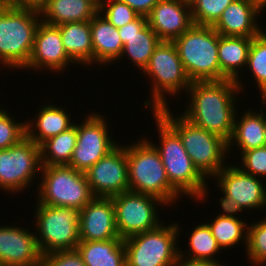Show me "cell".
<instances>
[{
    "mask_svg": "<svg viewBox=\"0 0 266 266\" xmlns=\"http://www.w3.org/2000/svg\"><path fill=\"white\" fill-rule=\"evenodd\" d=\"M187 92L190 101L182 115L228 143L233 134L234 119L238 111L235 99L240 95V89L237 83L231 79L193 81Z\"/></svg>",
    "mask_w": 266,
    "mask_h": 266,
    "instance_id": "obj_1",
    "label": "cell"
},
{
    "mask_svg": "<svg viewBox=\"0 0 266 266\" xmlns=\"http://www.w3.org/2000/svg\"><path fill=\"white\" fill-rule=\"evenodd\" d=\"M156 127L158 129L159 143L146 139L156 148L161 157L170 184L187 198L198 202L209 197L207 180L194 166L186 152L179 135L156 113ZM154 143V144H153ZM207 193V194H206Z\"/></svg>",
    "mask_w": 266,
    "mask_h": 266,
    "instance_id": "obj_2",
    "label": "cell"
},
{
    "mask_svg": "<svg viewBox=\"0 0 266 266\" xmlns=\"http://www.w3.org/2000/svg\"><path fill=\"white\" fill-rule=\"evenodd\" d=\"M155 112L179 135L194 166L206 179L213 178L227 165L228 143L224 139L193 124L182 114L173 116L169 107Z\"/></svg>",
    "mask_w": 266,
    "mask_h": 266,
    "instance_id": "obj_3",
    "label": "cell"
},
{
    "mask_svg": "<svg viewBox=\"0 0 266 266\" xmlns=\"http://www.w3.org/2000/svg\"><path fill=\"white\" fill-rule=\"evenodd\" d=\"M126 153L129 191L155 196L168 206L180 200L182 195L170 184L159 152L146 138L126 145Z\"/></svg>",
    "mask_w": 266,
    "mask_h": 266,
    "instance_id": "obj_4",
    "label": "cell"
},
{
    "mask_svg": "<svg viewBox=\"0 0 266 266\" xmlns=\"http://www.w3.org/2000/svg\"><path fill=\"white\" fill-rule=\"evenodd\" d=\"M41 14L34 7H0V64L23 69L30 59Z\"/></svg>",
    "mask_w": 266,
    "mask_h": 266,
    "instance_id": "obj_5",
    "label": "cell"
},
{
    "mask_svg": "<svg viewBox=\"0 0 266 266\" xmlns=\"http://www.w3.org/2000/svg\"><path fill=\"white\" fill-rule=\"evenodd\" d=\"M172 42L191 82L221 81L218 62L219 33L213 26L193 24Z\"/></svg>",
    "mask_w": 266,
    "mask_h": 266,
    "instance_id": "obj_6",
    "label": "cell"
},
{
    "mask_svg": "<svg viewBox=\"0 0 266 266\" xmlns=\"http://www.w3.org/2000/svg\"><path fill=\"white\" fill-rule=\"evenodd\" d=\"M143 73L152 81L149 91L152 97L143 103L146 108L152 107V112L168 107L167 95L178 96L181 90L186 93L191 84L172 41L158 44Z\"/></svg>",
    "mask_w": 266,
    "mask_h": 266,
    "instance_id": "obj_7",
    "label": "cell"
},
{
    "mask_svg": "<svg viewBox=\"0 0 266 266\" xmlns=\"http://www.w3.org/2000/svg\"><path fill=\"white\" fill-rule=\"evenodd\" d=\"M37 202L81 210L95 196L85 172L68 165H42Z\"/></svg>",
    "mask_w": 266,
    "mask_h": 266,
    "instance_id": "obj_8",
    "label": "cell"
},
{
    "mask_svg": "<svg viewBox=\"0 0 266 266\" xmlns=\"http://www.w3.org/2000/svg\"><path fill=\"white\" fill-rule=\"evenodd\" d=\"M161 223L155 229L123 239L126 266H177L180 224Z\"/></svg>",
    "mask_w": 266,
    "mask_h": 266,
    "instance_id": "obj_9",
    "label": "cell"
},
{
    "mask_svg": "<svg viewBox=\"0 0 266 266\" xmlns=\"http://www.w3.org/2000/svg\"><path fill=\"white\" fill-rule=\"evenodd\" d=\"M33 226L42 255L65 250H76L80 242L79 210L49 206L36 201Z\"/></svg>",
    "mask_w": 266,
    "mask_h": 266,
    "instance_id": "obj_10",
    "label": "cell"
},
{
    "mask_svg": "<svg viewBox=\"0 0 266 266\" xmlns=\"http://www.w3.org/2000/svg\"><path fill=\"white\" fill-rule=\"evenodd\" d=\"M41 167L40 146L25 136L10 148L0 150V189L10 194L23 193L35 182Z\"/></svg>",
    "mask_w": 266,
    "mask_h": 266,
    "instance_id": "obj_11",
    "label": "cell"
},
{
    "mask_svg": "<svg viewBox=\"0 0 266 266\" xmlns=\"http://www.w3.org/2000/svg\"><path fill=\"white\" fill-rule=\"evenodd\" d=\"M112 200L116 227L122 239L155 229L163 223L160 222L157 205L166 207V203L160 198L127 191L112 197Z\"/></svg>",
    "mask_w": 266,
    "mask_h": 266,
    "instance_id": "obj_12",
    "label": "cell"
},
{
    "mask_svg": "<svg viewBox=\"0 0 266 266\" xmlns=\"http://www.w3.org/2000/svg\"><path fill=\"white\" fill-rule=\"evenodd\" d=\"M77 124V144L68 166L86 172L102 157L116 148L119 142L109 134L108 122L96 112H91ZM110 135V136H109Z\"/></svg>",
    "mask_w": 266,
    "mask_h": 266,
    "instance_id": "obj_13",
    "label": "cell"
},
{
    "mask_svg": "<svg viewBox=\"0 0 266 266\" xmlns=\"http://www.w3.org/2000/svg\"><path fill=\"white\" fill-rule=\"evenodd\" d=\"M85 175L95 197L112 198L129 191L126 145H118Z\"/></svg>",
    "mask_w": 266,
    "mask_h": 266,
    "instance_id": "obj_14",
    "label": "cell"
},
{
    "mask_svg": "<svg viewBox=\"0 0 266 266\" xmlns=\"http://www.w3.org/2000/svg\"><path fill=\"white\" fill-rule=\"evenodd\" d=\"M222 194L232 197L242 209L266 207V188L262 179L245 173L239 166L225 165L214 177Z\"/></svg>",
    "mask_w": 266,
    "mask_h": 266,
    "instance_id": "obj_15",
    "label": "cell"
},
{
    "mask_svg": "<svg viewBox=\"0 0 266 266\" xmlns=\"http://www.w3.org/2000/svg\"><path fill=\"white\" fill-rule=\"evenodd\" d=\"M76 64L66 53L61 33L58 26L47 24L41 20L39 23L35 37L33 50L28 64L23 68L39 71L44 69L52 73L60 74L68 69L69 64ZM55 71V72H54Z\"/></svg>",
    "mask_w": 266,
    "mask_h": 266,
    "instance_id": "obj_16",
    "label": "cell"
},
{
    "mask_svg": "<svg viewBox=\"0 0 266 266\" xmlns=\"http://www.w3.org/2000/svg\"><path fill=\"white\" fill-rule=\"evenodd\" d=\"M29 230L12 224L0 226V266L41 265L35 232Z\"/></svg>",
    "mask_w": 266,
    "mask_h": 266,
    "instance_id": "obj_17",
    "label": "cell"
},
{
    "mask_svg": "<svg viewBox=\"0 0 266 266\" xmlns=\"http://www.w3.org/2000/svg\"><path fill=\"white\" fill-rule=\"evenodd\" d=\"M79 234L83 241L118 238L112 198L94 197L79 211Z\"/></svg>",
    "mask_w": 266,
    "mask_h": 266,
    "instance_id": "obj_18",
    "label": "cell"
},
{
    "mask_svg": "<svg viewBox=\"0 0 266 266\" xmlns=\"http://www.w3.org/2000/svg\"><path fill=\"white\" fill-rule=\"evenodd\" d=\"M123 43L120 59L128 57L134 66L144 70L150 57L161 42L157 34L148 25L146 16L139 15L134 21L118 28Z\"/></svg>",
    "mask_w": 266,
    "mask_h": 266,
    "instance_id": "obj_19",
    "label": "cell"
},
{
    "mask_svg": "<svg viewBox=\"0 0 266 266\" xmlns=\"http://www.w3.org/2000/svg\"><path fill=\"white\" fill-rule=\"evenodd\" d=\"M147 19L161 41H173L193 25L191 6L181 0H159Z\"/></svg>",
    "mask_w": 266,
    "mask_h": 266,
    "instance_id": "obj_20",
    "label": "cell"
},
{
    "mask_svg": "<svg viewBox=\"0 0 266 266\" xmlns=\"http://www.w3.org/2000/svg\"><path fill=\"white\" fill-rule=\"evenodd\" d=\"M262 9L252 0H235L223 11L213 28L222 36L255 37L263 30L257 23Z\"/></svg>",
    "mask_w": 266,
    "mask_h": 266,
    "instance_id": "obj_21",
    "label": "cell"
},
{
    "mask_svg": "<svg viewBox=\"0 0 266 266\" xmlns=\"http://www.w3.org/2000/svg\"><path fill=\"white\" fill-rule=\"evenodd\" d=\"M91 38L93 45V63L108 65L117 62L123 50L118 28L112 25L98 12L91 20Z\"/></svg>",
    "mask_w": 266,
    "mask_h": 266,
    "instance_id": "obj_22",
    "label": "cell"
},
{
    "mask_svg": "<svg viewBox=\"0 0 266 266\" xmlns=\"http://www.w3.org/2000/svg\"><path fill=\"white\" fill-rule=\"evenodd\" d=\"M252 39L253 37L222 36L219 34L218 62L221 70V81L234 80L240 91L243 89V82L238 74L239 70L242 73L241 68L247 65Z\"/></svg>",
    "mask_w": 266,
    "mask_h": 266,
    "instance_id": "obj_23",
    "label": "cell"
},
{
    "mask_svg": "<svg viewBox=\"0 0 266 266\" xmlns=\"http://www.w3.org/2000/svg\"><path fill=\"white\" fill-rule=\"evenodd\" d=\"M39 109L40 111L37 110L38 114L36 113L35 119H32V121L28 119L25 122L26 136L38 146L74 125L71 121V115L60 106L47 103Z\"/></svg>",
    "mask_w": 266,
    "mask_h": 266,
    "instance_id": "obj_24",
    "label": "cell"
},
{
    "mask_svg": "<svg viewBox=\"0 0 266 266\" xmlns=\"http://www.w3.org/2000/svg\"><path fill=\"white\" fill-rule=\"evenodd\" d=\"M260 110L262 111L248 109L241 115L242 117L235 115L233 134L228 142V151L233 145H236V148L240 149L241 155L244 151L266 145L264 137L265 114L263 108Z\"/></svg>",
    "mask_w": 266,
    "mask_h": 266,
    "instance_id": "obj_25",
    "label": "cell"
},
{
    "mask_svg": "<svg viewBox=\"0 0 266 266\" xmlns=\"http://www.w3.org/2000/svg\"><path fill=\"white\" fill-rule=\"evenodd\" d=\"M39 10L43 22L58 26L90 21L99 9L90 0H46Z\"/></svg>",
    "mask_w": 266,
    "mask_h": 266,
    "instance_id": "obj_26",
    "label": "cell"
},
{
    "mask_svg": "<svg viewBox=\"0 0 266 266\" xmlns=\"http://www.w3.org/2000/svg\"><path fill=\"white\" fill-rule=\"evenodd\" d=\"M58 28L67 55L78 65L93 66L90 21L63 23Z\"/></svg>",
    "mask_w": 266,
    "mask_h": 266,
    "instance_id": "obj_27",
    "label": "cell"
},
{
    "mask_svg": "<svg viewBox=\"0 0 266 266\" xmlns=\"http://www.w3.org/2000/svg\"><path fill=\"white\" fill-rule=\"evenodd\" d=\"M76 250L86 266H126V251L121 237L103 241L80 240Z\"/></svg>",
    "mask_w": 266,
    "mask_h": 266,
    "instance_id": "obj_28",
    "label": "cell"
},
{
    "mask_svg": "<svg viewBox=\"0 0 266 266\" xmlns=\"http://www.w3.org/2000/svg\"><path fill=\"white\" fill-rule=\"evenodd\" d=\"M189 253L179 249V259L189 262H217L215 254L222 249L217 243V240L212 235L211 229L207 223L198 224L191 231L188 239ZM188 254V258H187Z\"/></svg>",
    "mask_w": 266,
    "mask_h": 266,
    "instance_id": "obj_29",
    "label": "cell"
},
{
    "mask_svg": "<svg viewBox=\"0 0 266 266\" xmlns=\"http://www.w3.org/2000/svg\"><path fill=\"white\" fill-rule=\"evenodd\" d=\"M77 144V123L40 145L42 165H68Z\"/></svg>",
    "mask_w": 266,
    "mask_h": 266,
    "instance_id": "obj_30",
    "label": "cell"
},
{
    "mask_svg": "<svg viewBox=\"0 0 266 266\" xmlns=\"http://www.w3.org/2000/svg\"><path fill=\"white\" fill-rule=\"evenodd\" d=\"M208 222L212 235L217 240L221 249H229L239 245L243 240L245 248H247L248 225L246 221L238 217L217 215Z\"/></svg>",
    "mask_w": 266,
    "mask_h": 266,
    "instance_id": "obj_31",
    "label": "cell"
},
{
    "mask_svg": "<svg viewBox=\"0 0 266 266\" xmlns=\"http://www.w3.org/2000/svg\"><path fill=\"white\" fill-rule=\"evenodd\" d=\"M265 32V33H264ZM247 69L252 73L255 83L261 92V98L266 95V31L253 37L250 45Z\"/></svg>",
    "mask_w": 266,
    "mask_h": 266,
    "instance_id": "obj_32",
    "label": "cell"
},
{
    "mask_svg": "<svg viewBox=\"0 0 266 266\" xmlns=\"http://www.w3.org/2000/svg\"><path fill=\"white\" fill-rule=\"evenodd\" d=\"M245 250L247 251L246 257L254 266L266 264V217L248 226Z\"/></svg>",
    "mask_w": 266,
    "mask_h": 266,
    "instance_id": "obj_33",
    "label": "cell"
},
{
    "mask_svg": "<svg viewBox=\"0 0 266 266\" xmlns=\"http://www.w3.org/2000/svg\"><path fill=\"white\" fill-rule=\"evenodd\" d=\"M233 1L235 0H196L191 6L193 24L214 26Z\"/></svg>",
    "mask_w": 266,
    "mask_h": 266,
    "instance_id": "obj_34",
    "label": "cell"
},
{
    "mask_svg": "<svg viewBox=\"0 0 266 266\" xmlns=\"http://www.w3.org/2000/svg\"><path fill=\"white\" fill-rule=\"evenodd\" d=\"M7 108L0 109V150L17 144L26 136L25 122H17Z\"/></svg>",
    "mask_w": 266,
    "mask_h": 266,
    "instance_id": "obj_35",
    "label": "cell"
},
{
    "mask_svg": "<svg viewBox=\"0 0 266 266\" xmlns=\"http://www.w3.org/2000/svg\"><path fill=\"white\" fill-rule=\"evenodd\" d=\"M98 12L116 28L134 21L139 14L119 0H102Z\"/></svg>",
    "mask_w": 266,
    "mask_h": 266,
    "instance_id": "obj_36",
    "label": "cell"
},
{
    "mask_svg": "<svg viewBox=\"0 0 266 266\" xmlns=\"http://www.w3.org/2000/svg\"><path fill=\"white\" fill-rule=\"evenodd\" d=\"M240 168L248 174L263 178L266 176V145L244 151L241 154Z\"/></svg>",
    "mask_w": 266,
    "mask_h": 266,
    "instance_id": "obj_37",
    "label": "cell"
},
{
    "mask_svg": "<svg viewBox=\"0 0 266 266\" xmlns=\"http://www.w3.org/2000/svg\"><path fill=\"white\" fill-rule=\"evenodd\" d=\"M40 266H86L77 250L55 251L42 255Z\"/></svg>",
    "mask_w": 266,
    "mask_h": 266,
    "instance_id": "obj_38",
    "label": "cell"
},
{
    "mask_svg": "<svg viewBox=\"0 0 266 266\" xmlns=\"http://www.w3.org/2000/svg\"><path fill=\"white\" fill-rule=\"evenodd\" d=\"M126 3L141 16H148L159 0H119Z\"/></svg>",
    "mask_w": 266,
    "mask_h": 266,
    "instance_id": "obj_39",
    "label": "cell"
},
{
    "mask_svg": "<svg viewBox=\"0 0 266 266\" xmlns=\"http://www.w3.org/2000/svg\"><path fill=\"white\" fill-rule=\"evenodd\" d=\"M219 200L221 205L220 207L223 210L221 211L223 213H218L220 216L237 217L238 212H245V210H243L242 207H240L238 203L233 200L232 197H228L223 194V197L221 196Z\"/></svg>",
    "mask_w": 266,
    "mask_h": 266,
    "instance_id": "obj_40",
    "label": "cell"
},
{
    "mask_svg": "<svg viewBox=\"0 0 266 266\" xmlns=\"http://www.w3.org/2000/svg\"><path fill=\"white\" fill-rule=\"evenodd\" d=\"M46 0H5V5L10 7L40 8Z\"/></svg>",
    "mask_w": 266,
    "mask_h": 266,
    "instance_id": "obj_41",
    "label": "cell"
},
{
    "mask_svg": "<svg viewBox=\"0 0 266 266\" xmlns=\"http://www.w3.org/2000/svg\"><path fill=\"white\" fill-rule=\"evenodd\" d=\"M177 266H225L223 263L217 262H189L186 260H179Z\"/></svg>",
    "mask_w": 266,
    "mask_h": 266,
    "instance_id": "obj_42",
    "label": "cell"
},
{
    "mask_svg": "<svg viewBox=\"0 0 266 266\" xmlns=\"http://www.w3.org/2000/svg\"><path fill=\"white\" fill-rule=\"evenodd\" d=\"M252 1L258 3L263 8V10L266 8V0H252Z\"/></svg>",
    "mask_w": 266,
    "mask_h": 266,
    "instance_id": "obj_43",
    "label": "cell"
},
{
    "mask_svg": "<svg viewBox=\"0 0 266 266\" xmlns=\"http://www.w3.org/2000/svg\"><path fill=\"white\" fill-rule=\"evenodd\" d=\"M184 4H187L189 6H192L193 3L196 1V0H181Z\"/></svg>",
    "mask_w": 266,
    "mask_h": 266,
    "instance_id": "obj_44",
    "label": "cell"
},
{
    "mask_svg": "<svg viewBox=\"0 0 266 266\" xmlns=\"http://www.w3.org/2000/svg\"><path fill=\"white\" fill-rule=\"evenodd\" d=\"M90 1L99 9L102 0H90Z\"/></svg>",
    "mask_w": 266,
    "mask_h": 266,
    "instance_id": "obj_45",
    "label": "cell"
},
{
    "mask_svg": "<svg viewBox=\"0 0 266 266\" xmlns=\"http://www.w3.org/2000/svg\"><path fill=\"white\" fill-rule=\"evenodd\" d=\"M261 101H262V104H263V105H265V104H266V95H265V96H263V97L261 98Z\"/></svg>",
    "mask_w": 266,
    "mask_h": 266,
    "instance_id": "obj_46",
    "label": "cell"
},
{
    "mask_svg": "<svg viewBox=\"0 0 266 266\" xmlns=\"http://www.w3.org/2000/svg\"><path fill=\"white\" fill-rule=\"evenodd\" d=\"M264 137H265V141H266V113H265V132H264Z\"/></svg>",
    "mask_w": 266,
    "mask_h": 266,
    "instance_id": "obj_47",
    "label": "cell"
},
{
    "mask_svg": "<svg viewBox=\"0 0 266 266\" xmlns=\"http://www.w3.org/2000/svg\"><path fill=\"white\" fill-rule=\"evenodd\" d=\"M0 6H5V0H0Z\"/></svg>",
    "mask_w": 266,
    "mask_h": 266,
    "instance_id": "obj_48",
    "label": "cell"
}]
</instances>
